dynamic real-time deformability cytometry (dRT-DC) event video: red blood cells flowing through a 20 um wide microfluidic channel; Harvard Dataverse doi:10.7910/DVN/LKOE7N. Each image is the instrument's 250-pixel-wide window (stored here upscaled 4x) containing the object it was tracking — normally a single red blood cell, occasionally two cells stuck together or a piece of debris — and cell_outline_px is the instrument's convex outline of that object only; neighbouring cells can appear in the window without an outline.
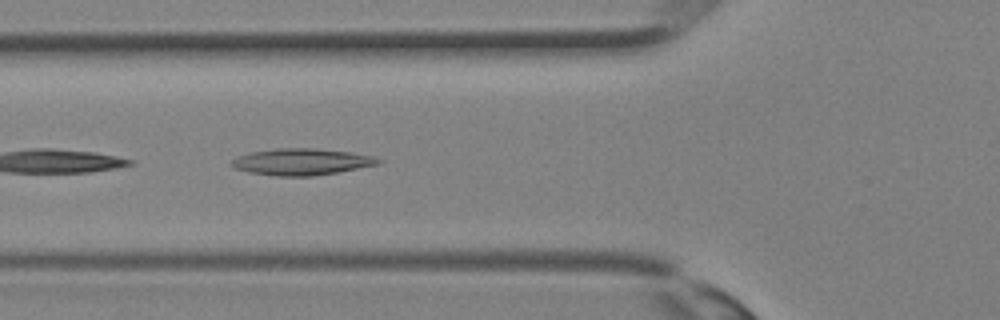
{"species": "Egyptian fruit bat (a non-hibernating species)", "species_latin": "Rousettus aegyptiacus", "temperature_condition": "room temperature", "stored_images_in_passage": 12, "camera_frame_rate_fps": 3000, "um_per_image_px": 0.085, "animal": {"sex": "female"}, "frame": {"image": 1, "passage_image": 12, "time_ms": 3.667, "image_size_px": [1000, 320], "cell_outline_px": [[384, 160], [380, 164], [340, 172], [312, 176], [276, 176], [248, 172], [236, 168], [232, 164], [232, 160], [236, 156], [248, 152], [276, 148], [312, 148], [348, 152], [372, 156]], "centroid_in_image_um": [25.64, 13.75], "position_along_channel_um": 100.2, "area_um2": 22.77}}